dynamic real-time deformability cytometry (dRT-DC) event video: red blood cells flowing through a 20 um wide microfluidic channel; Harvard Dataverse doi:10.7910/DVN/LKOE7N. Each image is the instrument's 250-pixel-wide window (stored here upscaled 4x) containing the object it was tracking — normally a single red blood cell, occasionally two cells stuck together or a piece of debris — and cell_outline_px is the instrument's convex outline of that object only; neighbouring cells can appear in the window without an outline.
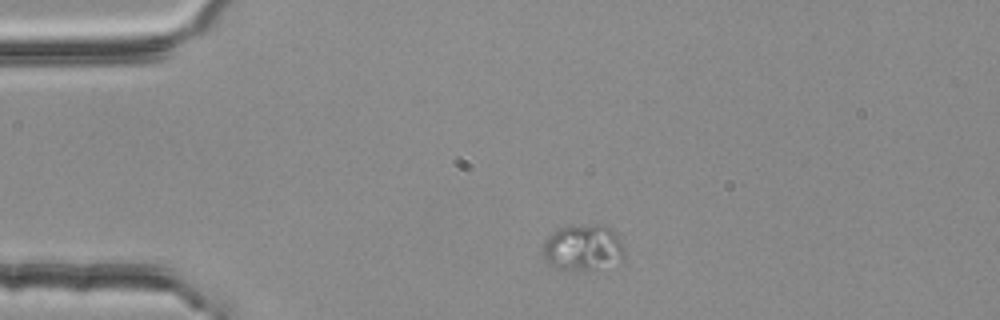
{"species": "common noctule bat (a hibernating species)", "species_latin": "Nyctalus noctula", "temperature_condition": "room temperature", "stored_images_in_passage": 2, "camera_frame_rate_fps": 3000, "um_per_image_px": 0.085, "animal": {"sex": "female", "body_mass_g": 25.1}, "frame": {"image": 1, "passage_image": 1, "time_ms": 0.0, "image_size_px": [1000, 320], "cell_outline_px": [[624, 260], [584, 268], [560, 268], [548, 264], [544, 260], [544, 240], [552, 232], [560, 228], [572, 224], [596, 224], [612, 228], [624, 248]], "centroid_in_image_um": [49.53, 20.96], "position_along_channel_um": 35.5, "area_um2": 21.27}}